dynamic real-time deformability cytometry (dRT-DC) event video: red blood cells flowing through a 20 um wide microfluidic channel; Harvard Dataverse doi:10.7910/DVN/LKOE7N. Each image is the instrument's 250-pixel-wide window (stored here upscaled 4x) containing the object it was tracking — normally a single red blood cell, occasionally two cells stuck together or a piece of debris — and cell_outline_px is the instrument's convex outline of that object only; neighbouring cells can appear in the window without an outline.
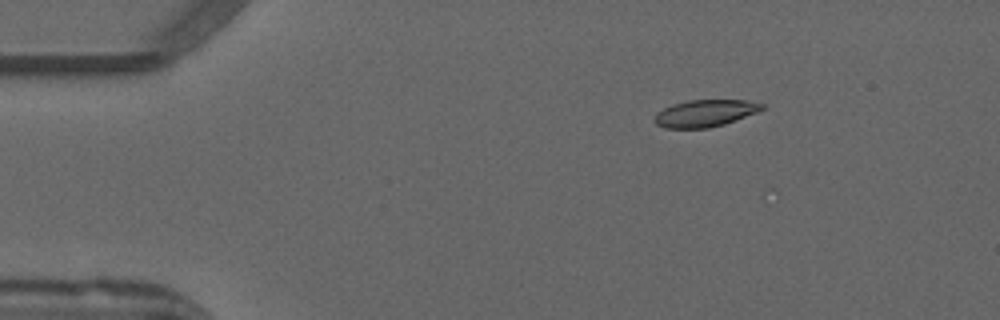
{"species": "common noctule bat (a hibernating species)", "species_latin": "Nyctalus noctula", "temperature_condition": "warm", "stored_images_in_passage": 3, "camera_frame_rate_fps": 3000, "um_per_image_px": 0.085, "animal": {"sex": "male", "forearm_length_mm": 52.5}, "frame": {"image": 1, "passage_image": 2, "time_ms": 0.333, "image_size_px": [1000, 320], "cell_outline_px": [[764, 108], [756, 112], [724, 124], [708, 128], [664, 128], [656, 124], [652, 120], [652, 116], [656, 112], [672, 104], [688, 100], [748, 100], [764, 104]], "centroid_in_image_um": [59.86, 9.62], "position_along_channel_um": 25.1, "area_um2": 16.99}}